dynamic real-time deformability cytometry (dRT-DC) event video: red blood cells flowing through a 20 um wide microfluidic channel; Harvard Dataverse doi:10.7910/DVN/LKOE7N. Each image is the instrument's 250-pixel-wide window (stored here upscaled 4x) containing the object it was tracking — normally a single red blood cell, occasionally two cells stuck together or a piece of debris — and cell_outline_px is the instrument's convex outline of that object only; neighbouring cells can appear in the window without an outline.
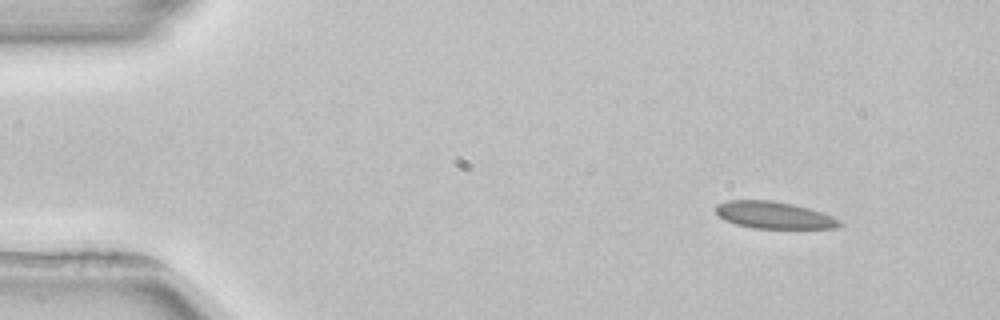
{"species": "common noctule bat (a hibernating species)", "species_latin": "Nyctalus noctula", "temperature_condition": "room temperature", "stored_images_in_passage": 3, "camera_frame_rate_fps": 3000, "um_per_image_px": 0.085, "animal": {"sex": "female", "body_mass_g": 22.7, "forearm_length_mm": 54.2}, "frame": {"image": 1, "passage_image": 1, "time_ms": 0.0, "image_size_px": [1000, 320], "cell_outline_px": [[844, 224], [840, 228], [752, 228], [736, 224], [724, 220], [716, 212], [716, 204], [728, 200], [772, 200], [792, 204], [808, 208], [832, 216], [840, 220]], "centroid_in_image_um": [65.79, 18.29], "position_along_channel_um": 19.2, "area_um2": 19.48}}